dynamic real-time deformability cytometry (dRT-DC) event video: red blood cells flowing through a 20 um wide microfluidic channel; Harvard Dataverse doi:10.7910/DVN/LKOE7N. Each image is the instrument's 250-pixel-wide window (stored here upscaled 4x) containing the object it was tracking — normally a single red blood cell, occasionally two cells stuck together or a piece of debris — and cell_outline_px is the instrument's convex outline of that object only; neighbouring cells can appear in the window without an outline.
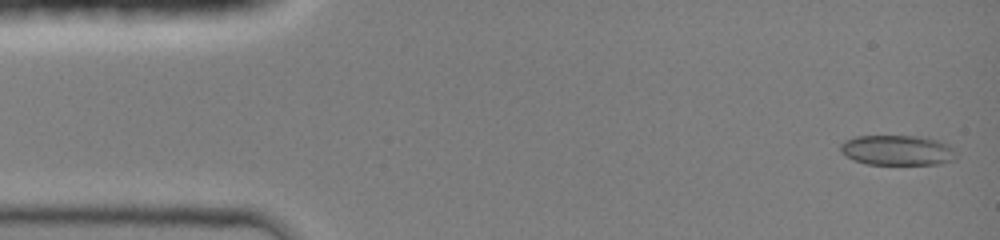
{"species": "common noctule bat (a hibernating species)", "species_latin": "Nyctalus noctula", "temperature_condition": "room temperature", "stored_images_in_passage": 24, "camera_frame_rate_fps": 3000, "um_per_image_px": 0.085, "animal": {"sex": "female", "body_mass_g": 19.0, "forearm_length_mm": 51.5}, "frame": {"image": 1, "passage_image": 1, "time_ms": 0.0, "image_size_px": [1000, 240], "cell_outline_px": [[956, 160], [936, 164], [868, 164], [852, 160], [840, 152], [840, 144], [844, 140], [856, 136], [928, 136], [940, 140], [948, 144], [956, 152]], "centroid_in_image_um": [76.29, 12.76], "position_along_channel_um": 8.7, "area_um2": 20.69}}
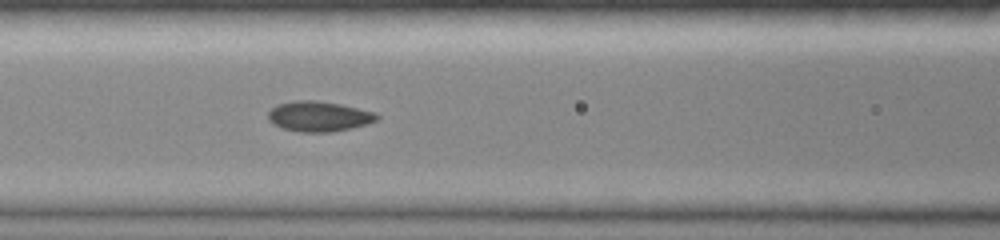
{"frame": {"image": 2, "passage_image": 14, "time_ms": 5.667, "image_size_px": [1000, 240], "cell_outline_px": [[380, 116], [376, 120], [368, 124], [352, 128], [332, 132], [300, 132], [284, 128], [272, 124], [268, 120], [268, 112], [276, 104], [292, 100], [316, 100], [340, 104], [376, 112]], "centroid_in_image_um": [27.1, 9.88], "position_along_channel_um": 139.5, "area_um2": 19.36}}
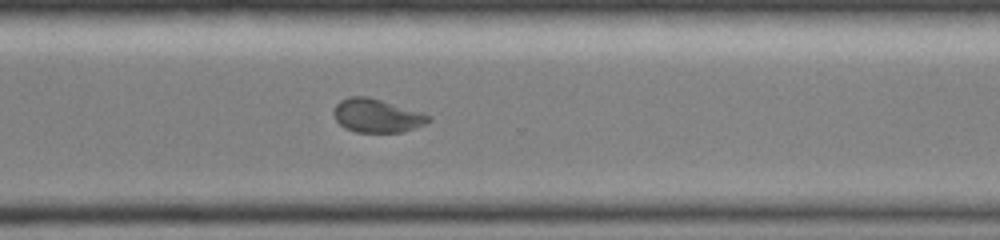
{"frame": {"image": 3, "passage_image": 24, "time_ms": 10.333, "image_size_px": [1000, 240], "cell_outline_px": [[432, 120], [424, 124], [404, 132], [356, 132], [344, 128], [336, 120], [332, 112], [332, 108], [340, 100], [348, 96], [368, 96], [424, 112], [432, 116]], "centroid_in_image_um": [32.04, 9.82], "position_along_channel_um": 338.6, "area_um2": 18.9}}